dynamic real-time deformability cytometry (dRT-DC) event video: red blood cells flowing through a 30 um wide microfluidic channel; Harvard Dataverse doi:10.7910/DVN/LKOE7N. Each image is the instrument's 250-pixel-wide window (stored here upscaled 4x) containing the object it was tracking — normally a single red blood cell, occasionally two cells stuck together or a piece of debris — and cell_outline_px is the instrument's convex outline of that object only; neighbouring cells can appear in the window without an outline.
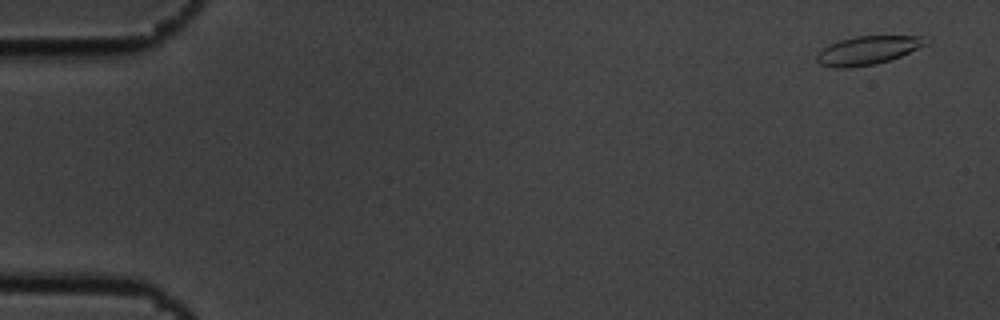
{"species": "common noctule bat (a hibernating species)", "species_latin": "Nyctalus noctula", "temperature_condition": "cold", "stored_images_in_passage": 5, "camera_frame_rate_fps": 3000, "um_per_image_px": 0.085, "animal": {"sex": "male", "body_mass_g": 19.5, "forearm_length_mm": 54.6}, "frame": {"image": 1, "passage_image": 1, "time_ms": 0.0, "image_size_px": [1000, 320], "cell_outline_px": [[932, 40], [928, 44], [900, 56], [876, 64], [848, 68], [836, 68], [820, 64], [816, 60], [816, 52], [828, 44], [840, 40], [856, 36], [924, 36]], "centroid_in_image_um": [73.75, 4.27], "position_along_channel_um": 11.2, "area_um2": 18.32}}